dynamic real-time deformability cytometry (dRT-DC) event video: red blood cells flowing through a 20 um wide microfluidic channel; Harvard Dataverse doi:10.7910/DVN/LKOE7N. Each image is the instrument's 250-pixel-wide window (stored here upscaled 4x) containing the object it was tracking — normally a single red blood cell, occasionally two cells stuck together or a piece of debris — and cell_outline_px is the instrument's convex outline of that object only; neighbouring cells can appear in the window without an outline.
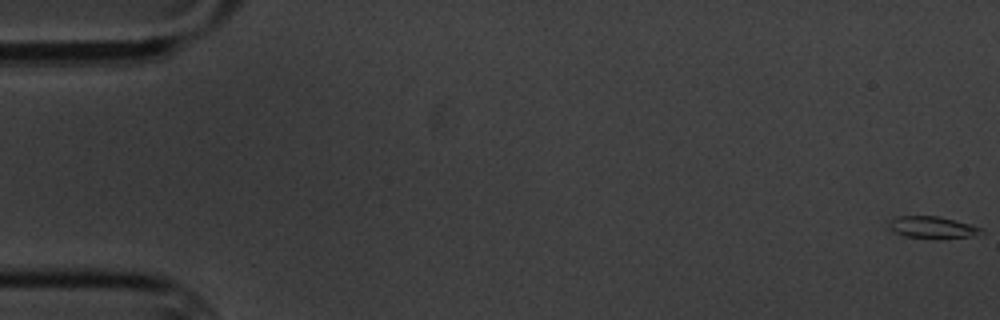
{"species": "common noctule bat (a hibernating species)", "species_latin": "Nyctalus noctula", "temperature_condition": "cold", "stored_images_in_passage": 7, "camera_frame_rate_fps": 3000, "um_per_image_px": 0.085, "animal": {"sex": "male", "body_mass_g": 20.1, "forearm_length_mm": 53.5}, "frame": {"image": 1, "passage_image": 1, "time_ms": 0.0, "image_size_px": [1000, 320], "cell_outline_px": [[984, 232], [972, 236], [904, 236], [892, 232], [888, 228], [888, 220], [896, 216], [940, 216], [972, 224], [980, 228]], "centroid_in_image_um": [79.16, 19.27], "position_along_channel_um": 5.8, "area_um2": 11.33}}
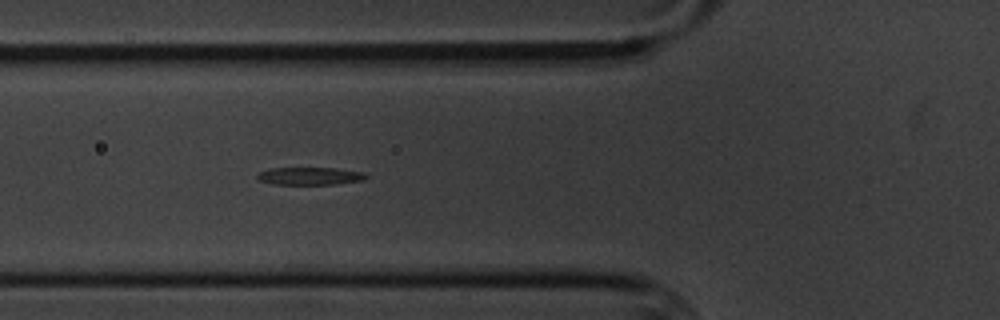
{"frame": {"image": 2, "passage_image": 7, "time_ms": 7.0, "image_size_px": [1000, 320], "cell_outline_px": [[368, 176], [364, 180], [336, 184], [272, 184], [260, 180], [256, 176], [260, 172], [272, 168], [336, 168], [364, 172]], "centroid_in_image_um": [26.38, 14.96], "position_along_channel_um": 99.4, "area_um2": 11.1}}